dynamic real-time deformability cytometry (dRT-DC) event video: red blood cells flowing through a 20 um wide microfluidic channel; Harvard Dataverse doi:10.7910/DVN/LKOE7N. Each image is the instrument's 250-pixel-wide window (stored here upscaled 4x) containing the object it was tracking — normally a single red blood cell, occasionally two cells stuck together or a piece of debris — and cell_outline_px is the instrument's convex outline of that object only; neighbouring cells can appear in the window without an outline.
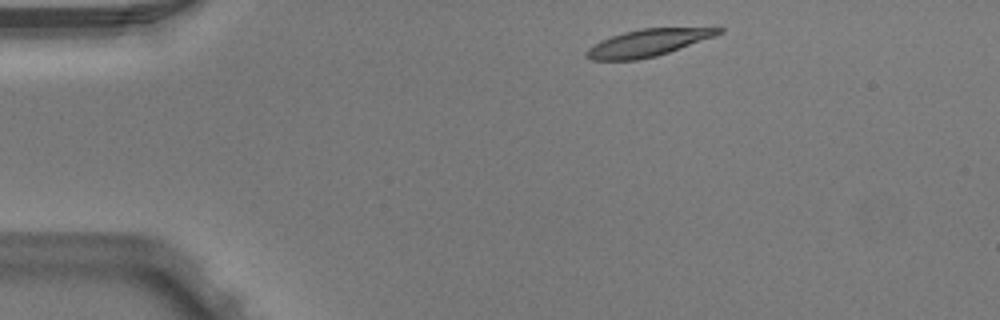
{"species": "Egyptian fruit bat (a non-hibernating species)", "species_latin": "Rousettus aegyptiacus", "temperature_condition": "warm", "stored_images_in_passage": 4, "camera_frame_rate_fps": 3000, "um_per_image_px": 0.085, "animal": {"sex": "male"}, "frame": {"image": 1, "passage_image": 1, "time_ms": 0.0, "image_size_px": [1000, 320], "cell_outline_px": [[724, 32], [716, 36], [656, 56], [636, 60], [592, 60], [584, 56], [584, 52], [588, 48], [600, 40], [624, 32], [640, 28], [724, 28]], "centroid_in_image_um": [55.04, 3.64], "position_along_channel_um": 30.0, "area_um2": 20.75}}
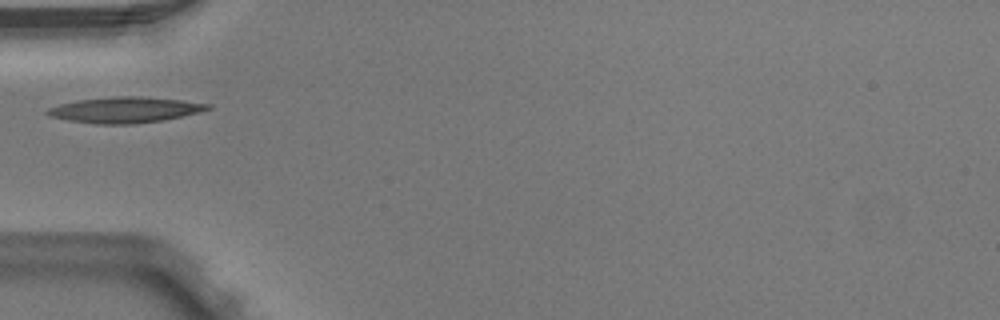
{"frame": {"image": 2, "passage_image": 3, "time_ms": 0.667, "image_size_px": [1000, 320], "cell_outline_px": [[212, 108], [200, 112], [164, 120], [132, 124], [96, 124], [68, 120], [52, 116], [44, 112], [48, 108], [60, 104], [80, 100], [112, 96], [140, 96], [180, 100], [212, 104]], "centroid_in_image_um": [10.65, 9.34], "position_along_channel_um": 74.3, "area_um2": 23.99}}
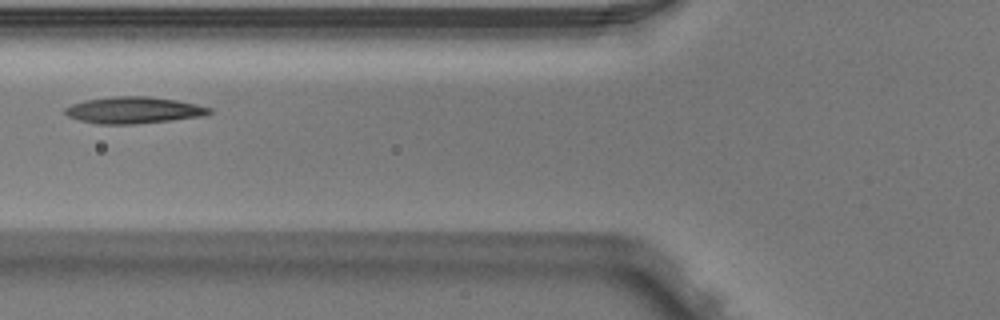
{"frame": {"image": 3, "passage_image": 4, "time_ms": 1.0, "image_size_px": [1000, 320], "cell_outline_px": [[212, 112], [200, 116], [172, 120], [136, 124], [96, 124], [80, 120], [68, 116], [64, 112], [64, 108], [72, 104], [84, 100], [112, 96], [148, 96], [176, 100], [196, 104], [212, 108]], "centroid_in_image_um": [11.33, 9.36], "position_along_channel_um": 114.5, "area_um2": 22.37}}